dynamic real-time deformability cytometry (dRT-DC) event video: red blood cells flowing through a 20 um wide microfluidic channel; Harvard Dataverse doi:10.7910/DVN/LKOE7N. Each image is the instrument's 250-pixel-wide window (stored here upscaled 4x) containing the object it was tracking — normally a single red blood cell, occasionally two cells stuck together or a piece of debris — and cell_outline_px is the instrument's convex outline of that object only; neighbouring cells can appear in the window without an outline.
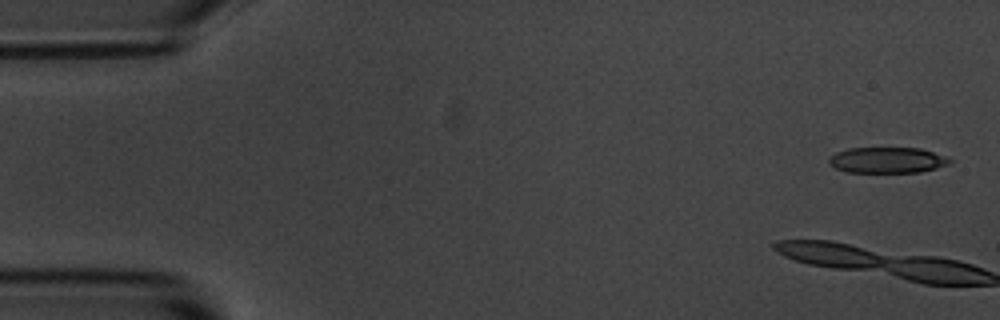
{"species": "common noctule bat (a hibernating species)", "species_latin": "Nyctalus noctula", "temperature_condition": "room temperature", "stored_images_in_passage": 3, "camera_frame_rate_fps": 3000, "um_per_image_px": 0.085, "animal": {"sex": "male", "body_mass_g": 20.1, "forearm_length_mm": 53.5}, "frame": {"image": 1, "passage_image": 1, "time_ms": 0.0, "image_size_px": [1000, 320], "cell_outline_px": [[952, 160], [948, 164], [936, 168], [920, 172], [848, 172], [836, 168], [828, 160], [836, 152], [848, 148], [920, 148], [944, 156]], "centroid_in_image_um": [75.42, 13.61], "position_along_channel_um": 9.6, "area_um2": 17.92}}